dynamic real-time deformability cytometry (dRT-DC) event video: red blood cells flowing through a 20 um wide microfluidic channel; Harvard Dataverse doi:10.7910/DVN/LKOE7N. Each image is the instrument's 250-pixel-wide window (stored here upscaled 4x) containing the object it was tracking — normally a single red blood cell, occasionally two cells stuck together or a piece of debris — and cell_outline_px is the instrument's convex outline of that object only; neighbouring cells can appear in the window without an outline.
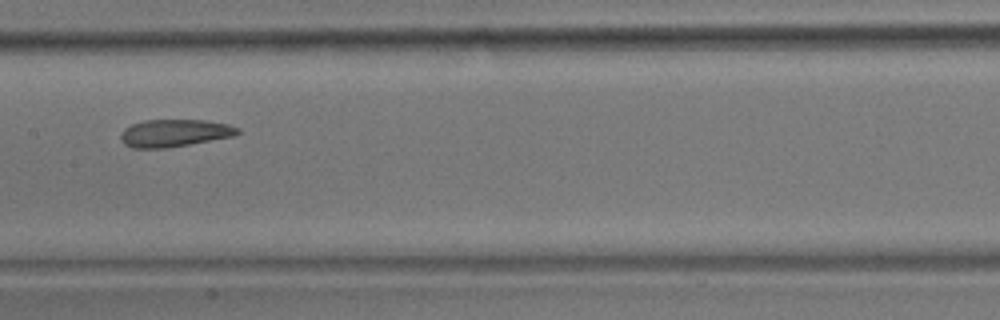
{"species": "common noctule bat (a hibernating species)", "species_latin": "Nyctalus noctula", "temperature_condition": "room temperature", "stored_images_in_passage": 13, "camera_frame_rate_fps": 3000, "um_per_image_px": 0.085, "animal": {"sex": "male", "body_mass_g": 17.9}, "frame": {"image": 1, "passage_image": 6, "time_ms": 7.0, "image_size_px": [1000, 320], "cell_outline_px": [[240, 132], [236, 136], [168, 148], [132, 148], [124, 144], [120, 140], [120, 136], [124, 128], [132, 124], [144, 120], [204, 120], [228, 124], [240, 128]], "centroid_in_image_um": [14.84, 11.31], "position_along_channel_um": 192.6, "area_um2": 18.9}}
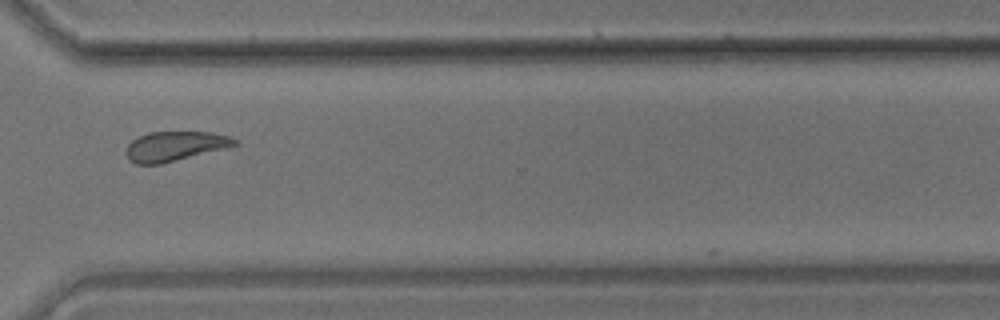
{"frame": {"image": 2, "passage_image": 10, "time_ms": 11.667, "image_size_px": [1000, 320], "cell_outline_px": [[240, 144], [228, 148], [160, 164], [136, 164], [128, 160], [124, 152], [128, 144], [132, 140], [148, 132], [212, 132], [228, 136], [236, 140]], "centroid_in_image_um": [14.86, 12.43], "position_along_channel_um": 355.7, "area_um2": 18.9}, "authors_computed_cell_mechanics": {"area_um2": 19.5942, "velocity_mm_per_s": 3.5084, "shape_relaxation_time_tau1_ms": 2.1031, "shape_relaxation_time_tau2_ms": 1.7488, "deformation_change_tau1": 0.0928, "deformation_change_tau2": 0.0641}}